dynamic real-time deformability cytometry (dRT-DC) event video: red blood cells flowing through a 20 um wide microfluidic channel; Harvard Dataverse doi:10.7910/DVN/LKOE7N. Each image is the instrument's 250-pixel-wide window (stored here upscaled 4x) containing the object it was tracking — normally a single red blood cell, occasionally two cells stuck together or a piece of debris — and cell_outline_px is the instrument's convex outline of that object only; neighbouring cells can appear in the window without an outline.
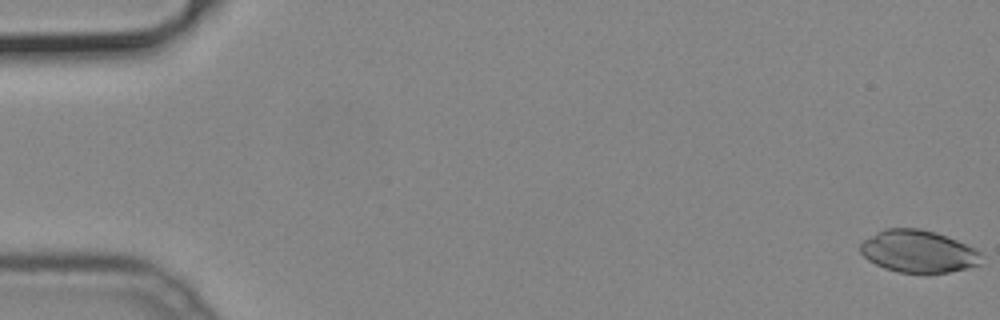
{"species": "common noctule bat (a hibernating species)", "species_latin": "Nyctalus noctula", "temperature_condition": "cold", "stored_images_in_passage": 52, "camera_frame_rate_fps": 3000, "um_per_image_px": 0.085, "animal": {"sex": "male", "body_mass_g": 19.2, "forearm_length_mm": 51.8}, "frame": {"image": 1, "passage_image": 1, "time_ms": 0.0, "image_size_px": [1000, 320], "cell_outline_px": [[984, 252], [980, 264], [968, 268], [948, 272], [924, 276], [900, 272], [884, 268], [868, 260], [860, 252], [860, 244], [864, 240], [876, 232], [884, 228], [920, 228], [936, 232], [976, 248]], "centroid_in_image_um": [78.09, 21.4], "position_along_channel_um": 6.9, "area_um2": 30.63}}
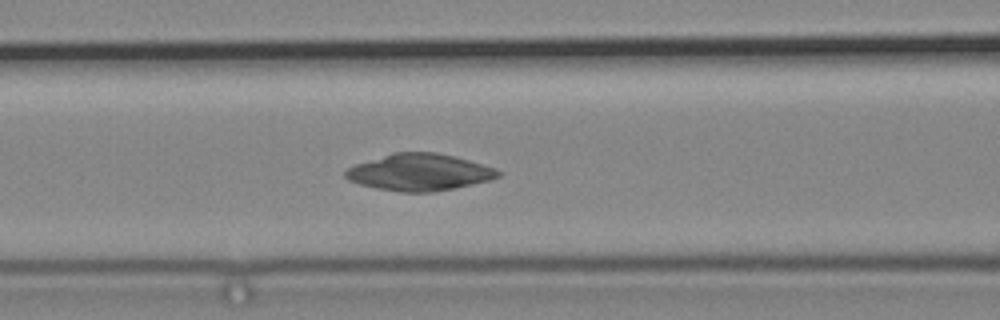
{"frame": {"image": 2, "passage_image": 22, "time_ms": 7.0, "image_size_px": [1000, 320], "cell_outline_px": [[504, 172], [500, 176], [492, 180], [456, 188], [432, 192], [400, 192], [376, 188], [360, 184], [348, 180], [344, 176], [344, 172], [348, 168], [356, 164], [392, 152], [436, 152], [468, 160], [496, 168]], "centroid_in_image_um": [35.68, 14.65], "position_along_channel_um": 130.9, "area_um2": 32.89}}
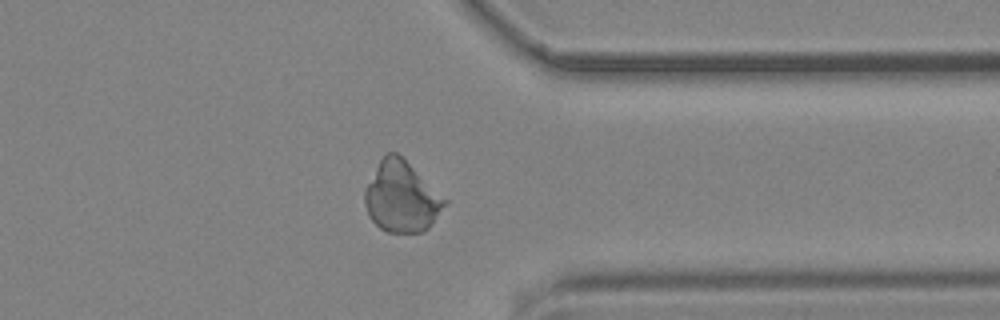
{"frame": {"image": 3, "passage_image": 41, "time_ms": 13.333, "image_size_px": [1000, 320], "cell_outline_px": [[448, 204], [432, 224], [424, 232], [388, 232], [380, 228], [368, 216], [364, 204], [364, 188], [384, 152], [396, 152], [448, 200]], "centroid_in_image_um": [34.12, 16.75], "position_along_channel_um": 377.3, "area_um2": 33.0}}